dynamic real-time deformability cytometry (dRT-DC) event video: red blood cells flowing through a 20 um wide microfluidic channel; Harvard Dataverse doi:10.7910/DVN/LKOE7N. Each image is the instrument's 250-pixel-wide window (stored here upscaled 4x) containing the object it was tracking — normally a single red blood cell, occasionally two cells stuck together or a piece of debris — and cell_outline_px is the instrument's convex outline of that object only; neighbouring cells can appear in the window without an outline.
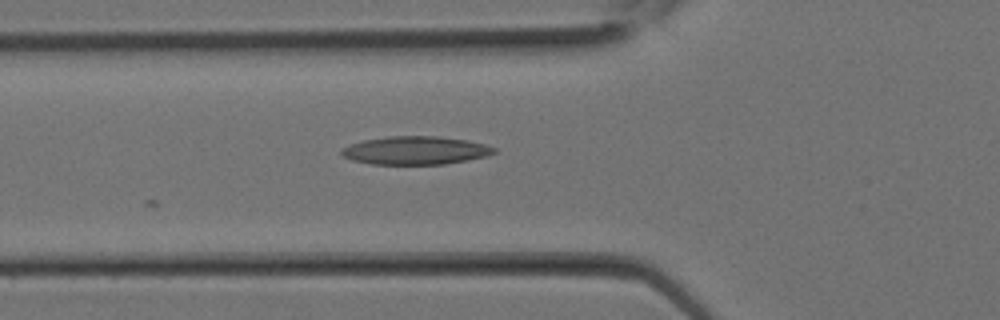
{"species": "Egyptian fruit bat (a non-hibernating species)", "species_latin": "Rousettus aegyptiacus", "temperature_condition": "room temperature", "stored_images_in_passage": 18, "camera_frame_rate_fps": 3000, "um_per_image_px": 0.085, "animal": {"sex": "female"}, "frame": {"image": 1, "passage_image": 2, "time_ms": 0.333, "image_size_px": [1000, 320], "cell_outline_px": [[496, 152], [484, 156], [468, 160], [444, 164], [372, 164], [352, 160], [344, 156], [340, 152], [340, 148], [364, 140], [388, 136], [440, 136], [468, 140], [484, 144], [496, 148]], "centroid_in_image_um": [35.31, 12.78], "position_along_channel_um": 90.5, "area_um2": 25.03}}
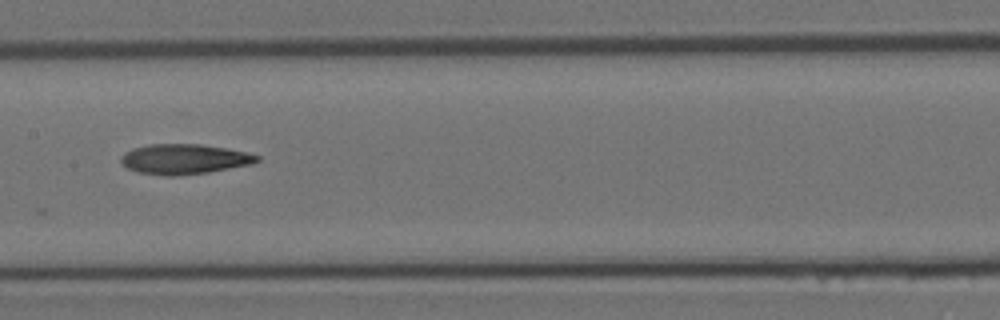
{"frame": {"image": 2, "passage_image": 6, "time_ms": 1.667, "image_size_px": [1000, 320], "cell_outline_px": [[260, 160], [252, 164], [208, 172], [172, 176], [164, 176], [136, 172], [128, 168], [120, 160], [120, 156], [124, 152], [132, 148], [148, 144], [200, 144], [228, 148], [248, 152], [260, 156]], "centroid_in_image_um": [15.66, 13.51], "position_along_channel_um": 191.7, "area_um2": 24.04}}
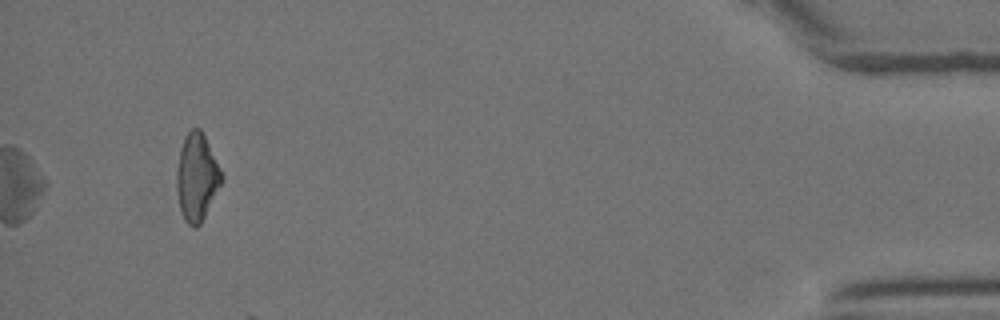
{"frame": {"image": 3, "passage_image": 18, "time_ms": 5.667, "image_size_px": [1000, 320], "cell_outline_px": [[224, 180], [200, 224], [196, 228], [192, 228], [184, 220], [180, 208], [176, 188], [176, 168], [180, 148], [184, 136], [192, 128], [200, 128], [224, 176]], "centroid_in_image_um": [16.72, 15.08], "position_along_channel_um": 418.5, "area_um2": 22.95}}